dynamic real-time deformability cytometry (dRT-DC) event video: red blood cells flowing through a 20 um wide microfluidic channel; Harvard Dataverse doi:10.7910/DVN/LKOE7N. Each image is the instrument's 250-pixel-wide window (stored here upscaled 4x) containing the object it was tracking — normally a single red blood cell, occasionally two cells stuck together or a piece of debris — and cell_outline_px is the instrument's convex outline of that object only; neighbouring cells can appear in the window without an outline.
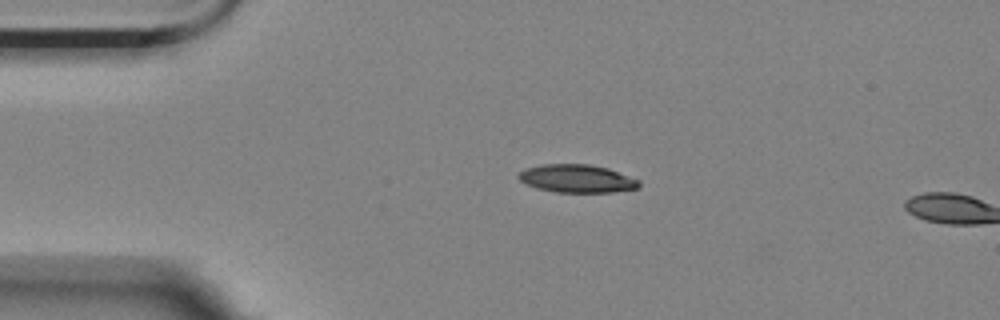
{"species": "Egyptian fruit bat (a non-hibernating species)", "species_latin": "Rousettus aegyptiacus", "temperature_condition": "room temperature", "stored_images_in_passage": 2, "camera_frame_rate_fps": 3000, "um_per_image_px": 0.085, "animal": {"sex": "female"}, "frame": {"image": 1, "passage_image": 1, "time_ms": 0.0, "image_size_px": [1000, 320], "cell_outline_px": [[640, 188], [612, 192], [556, 192], [536, 188], [520, 180], [516, 176], [524, 168], [540, 164], [588, 164], [608, 168], [640, 180]], "centroid_in_image_um": [49.04, 15.17], "position_along_channel_um": 36.0, "area_um2": 19.77}}